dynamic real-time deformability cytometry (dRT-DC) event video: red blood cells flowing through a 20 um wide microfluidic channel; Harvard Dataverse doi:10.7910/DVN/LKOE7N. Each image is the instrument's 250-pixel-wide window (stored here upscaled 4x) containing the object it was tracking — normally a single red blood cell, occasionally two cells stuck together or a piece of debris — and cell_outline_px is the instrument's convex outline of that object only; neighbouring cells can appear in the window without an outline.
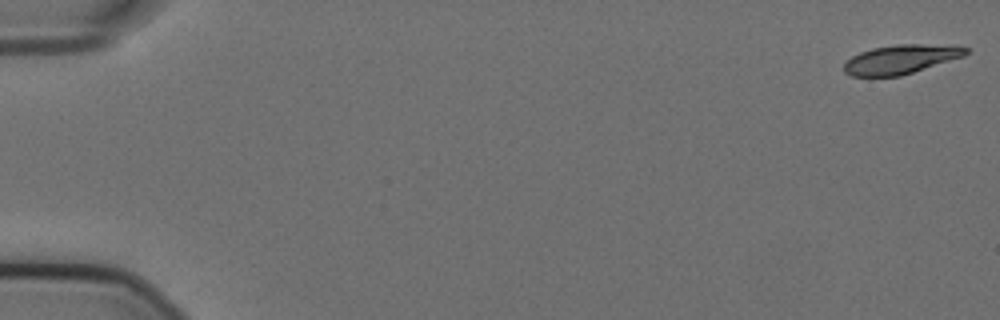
{"species": "Egyptian fruit bat (a non-hibernating species)", "species_latin": "Rousettus aegyptiacus", "temperature_condition": "cold", "stored_images_in_passage": 9, "camera_frame_rate_fps": 3000, "um_per_image_px": 0.085, "animal": {"sex": "female"}, "frame": {"image": 1, "passage_image": 1, "time_ms": 0.0, "image_size_px": [1000, 320], "cell_outline_px": [[968, 52], [964, 56], [900, 76], [852, 76], [844, 72], [844, 64], [852, 56], [860, 52], [872, 48], [896, 44], [920, 44], [968, 48]], "centroid_in_image_um": [76.51, 5.05], "position_along_channel_um": 8.5, "area_um2": 20.23}}